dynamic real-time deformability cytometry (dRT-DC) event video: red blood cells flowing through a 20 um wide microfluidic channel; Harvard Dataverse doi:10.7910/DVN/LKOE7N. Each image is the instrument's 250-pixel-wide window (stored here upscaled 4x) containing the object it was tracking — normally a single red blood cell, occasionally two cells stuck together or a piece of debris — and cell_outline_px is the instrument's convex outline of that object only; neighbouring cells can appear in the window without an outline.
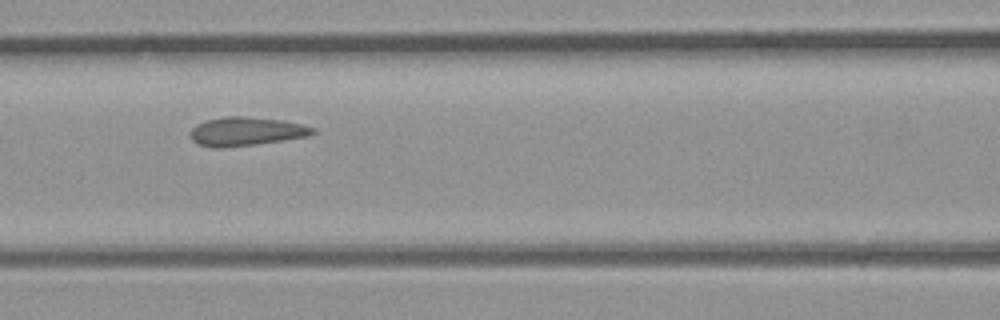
{"species": "common noctule bat (a hibernating species)", "species_latin": "Nyctalus noctula", "temperature_condition": "room temperature", "stored_images_in_passage": 6, "camera_frame_rate_fps": 3000, "um_per_image_px": 0.085, "animal": {"sex": "male", "body_mass_g": 23.1, "forearm_length_mm": 52.7}, "frame": {"image": 1, "passage_image": 6, "time_ms": 1.667, "image_size_px": [1000, 320], "cell_outline_px": [[316, 132], [308, 136], [252, 144], [220, 148], [216, 148], [196, 144], [192, 140], [192, 128], [196, 124], [208, 120], [224, 116], [244, 116], [280, 120], [300, 124], [316, 128]], "centroid_in_image_um": [20.9, 11.16], "position_along_channel_um": 145.7, "area_um2": 20.11}}